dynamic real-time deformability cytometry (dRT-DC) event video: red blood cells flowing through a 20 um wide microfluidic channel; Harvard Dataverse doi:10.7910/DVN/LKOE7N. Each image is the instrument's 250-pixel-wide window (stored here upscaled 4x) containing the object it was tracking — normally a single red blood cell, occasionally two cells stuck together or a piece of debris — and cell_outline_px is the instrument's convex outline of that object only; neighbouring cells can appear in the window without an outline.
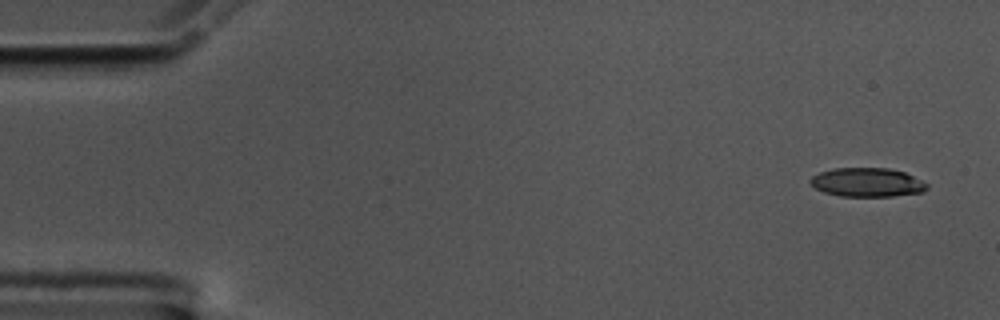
{"species": "common noctule bat (a hibernating species)", "species_latin": "Nyctalus noctula", "temperature_condition": "cold", "stored_images_in_passage": 55, "camera_frame_rate_fps": 3000, "um_per_image_px": 0.085, "animal": {"sex": "male", "body_mass_g": 17.5, "forearm_length_mm": 52.3}, "frame": {"image": 1, "passage_image": 1, "time_ms": 0.0, "image_size_px": [1000, 320], "cell_outline_px": [[928, 188], [924, 192], [892, 196], [840, 196], [824, 192], [816, 188], [808, 180], [812, 176], [820, 172], [836, 168], [888, 168], [904, 172], [928, 184]], "centroid_in_image_um": [73.71, 15.5], "position_along_channel_um": 11.3, "area_um2": 19.54}}
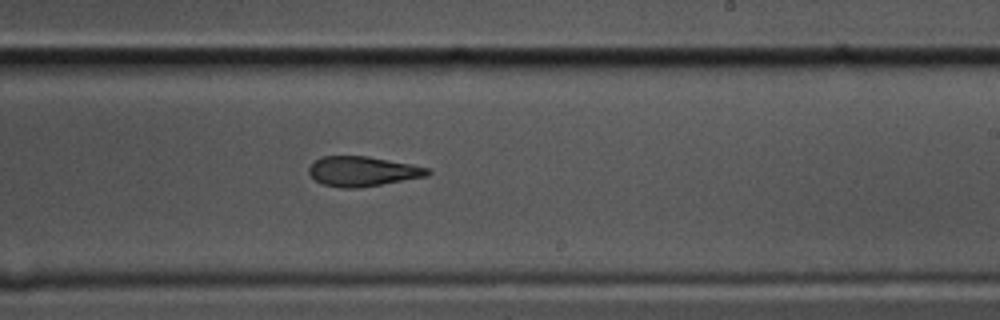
{"frame": {"image": 2, "passage_image": 32, "time_ms": 10.333, "image_size_px": [1000, 320], "cell_outline_px": [[432, 172], [428, 176], [360, 188], [340, 188], [324, 184], [316, 180], [308, 172], [308, 168], [320, 156], [368, 156], [412, 164], [428, 168]], "centroid_in_image_um": [30.84, 14.56], "position_along_channel_um": 258.2, "area_um2": 20.69}}
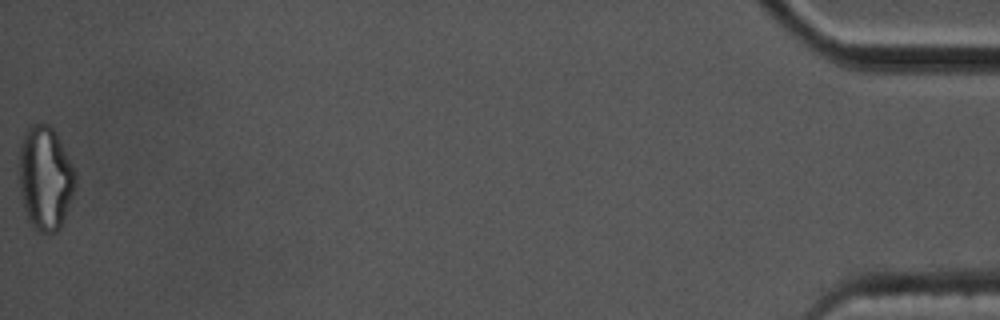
{"frame": {"image": 3, "passage_image": 55, "time_ms": 18.0, "image_size_px": [1000, 320], "cell_outline_px": [[76, 184], [68, 208], [60, 228], [56, 232], [40, 232], [32, 228], [28, 220], [24, 208], [20, 192], [20, 144], [24, 132], [32, 124], [48, 124], [56, 132], [76, 172]], "centroid_in_image_um": [3.85, 15.14], "position_along_channel_um": 431.3, "area_um2": 34.04}, "authors_computed_cell_mechanics": {"area_um2": 21.5016, "velocity_mm_per_s": 3.5509, "shape_relaxation_time_tau1_ms": 4.9231, "shape_relaxation_time_tau2_ms": 3.187, "deformation_change_tau1": 0.1684, "deformation_change_tau2": 0.1217}}